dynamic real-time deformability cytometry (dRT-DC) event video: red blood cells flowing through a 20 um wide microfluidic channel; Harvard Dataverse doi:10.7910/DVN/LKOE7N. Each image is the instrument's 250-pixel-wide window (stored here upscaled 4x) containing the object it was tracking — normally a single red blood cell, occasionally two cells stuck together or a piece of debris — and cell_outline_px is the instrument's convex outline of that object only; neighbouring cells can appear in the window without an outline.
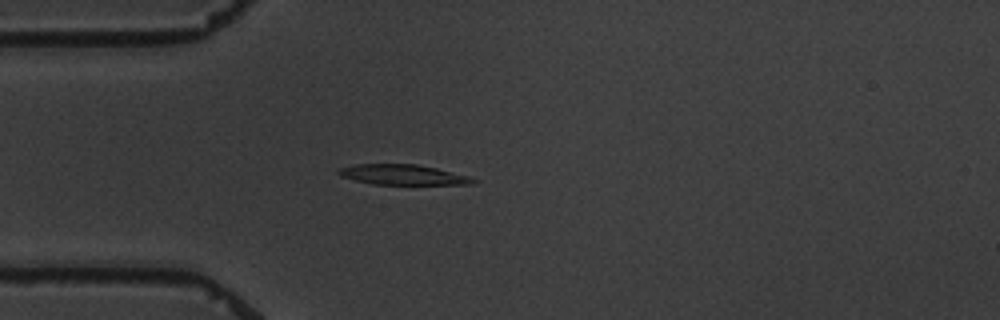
{"species": "common noctule bat (a hibernating species)", "species_latin": "Nyctalus noctula", "temperature_condition": "warm", "stored_images_in_passage": 4, "camera_frame_rate_fps": 3000, "um_per_image_px": 0.085, "animal": {"sex": "male", "body_mass_g": 19.5, "forearm_length_mm": 54.6}, "frame": {"image": 1, "passage_image": 4, "time_ms": 3.333, "image_size_px": [1000, 320], "cell_outline_px": [[476, 180], [472, 184], [372, 184], [340, 176], [336, 172], [340, 168], [352, 164], [416, 164], [436, 168], [468, 176]], "centroid_in_image_um": [34.18, 14.84], "position_along_channel_um": 50.8, "area_um2": 15.66}}